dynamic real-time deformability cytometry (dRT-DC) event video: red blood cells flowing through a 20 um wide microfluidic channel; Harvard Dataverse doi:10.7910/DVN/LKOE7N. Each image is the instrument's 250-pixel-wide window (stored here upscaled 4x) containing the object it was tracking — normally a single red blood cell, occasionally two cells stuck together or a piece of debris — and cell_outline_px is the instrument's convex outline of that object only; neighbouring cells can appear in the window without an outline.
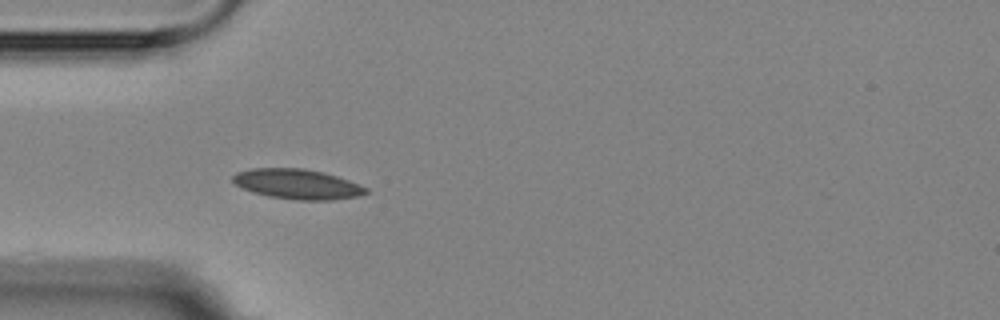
{"species": "Egyptian fruit bat (a non-hibernating species)", "species_latin": "Rousettus aegyptiacus", "temperature_condition": "room temperature", "stored_images_in_passage": 5, "camera_frame_rate_fps": 3000, "um_per_image_px": 0.085, "animal": {"sex": "female"}, "frame": {"image": 1, "passage_image": 1, "time_ms": 0.0, "image_size_px": [1000, 320], "cell_outline_px": [[368, 192], [360, 196], [332, 200], [296, 200], [268, 196], [252, 192], [240, 188], [232, 180], [232, 176], [236, 172], [252, 168], [304, 168], [324, 172], [348, 180], [368, 188]], "centroid_in_image_um": [25.26, 15.65], "position_along_channel_um": 59.7, "area_um2": 23.41}}
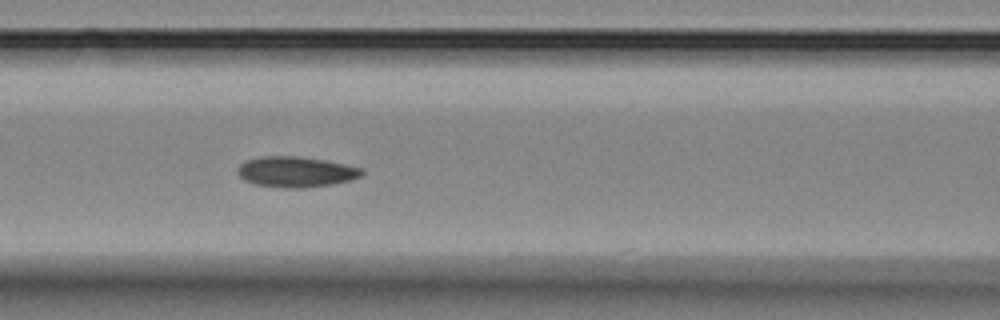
{"frame": {"image": 2, "passage_image": 3, "time_ms": 2.333, "image_size_px": [1000, 320], "cell_outline_px": [[364, 172], [360, 176], [352, 180], [332, 184], [304, 188], [284, 188], [252, 184], [244, 180], [240, 176], [240, 164], [248, 160], [260, 156], [300, 156], [324, 160], [344, 164], [360, 168]], "centroid_in_image_um": [25.16, 14.61], "position_along_channel_um": 141.4, "area_um2": 22.02}}
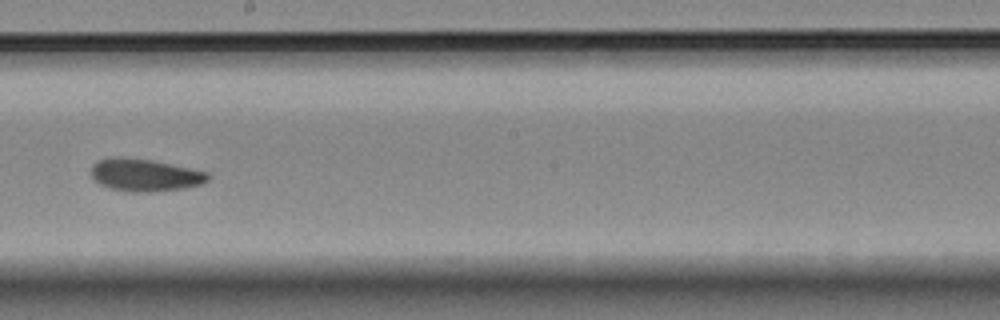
{"frame": {"image": 3, "passage_image": 5, "time_ms": 5.0, "image_size_px": [1000, 320], "cell_outline_px": [[212, 176], [204, 184], [184, 188], [152, 192], [128, 192], [108, 188], [100, 184], [92, 176], [92, 164], [100, 160], [112, 156], [116, 156], [152, 160], [208, 172]], "centroid_in_image_um": [12.34, 14.88], "position_along_channel_um": 235.9, "area_um2": 22.25}}